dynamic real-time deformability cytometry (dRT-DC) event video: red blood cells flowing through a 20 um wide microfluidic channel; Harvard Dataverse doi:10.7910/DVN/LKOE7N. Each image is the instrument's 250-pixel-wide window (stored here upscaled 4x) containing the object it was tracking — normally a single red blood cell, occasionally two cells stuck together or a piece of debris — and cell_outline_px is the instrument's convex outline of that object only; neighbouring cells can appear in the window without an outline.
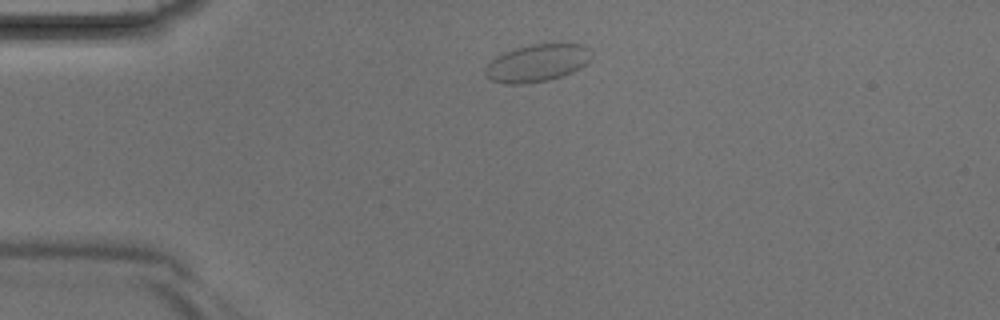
{"species": "Egyptian fruit bat (a non-hibernating species)", "species_latin": "Rousettus aegyptiacus", "temperature_condition": "room temperature", "stored_images_in_passage": 2, "camera_frame_rate_fps": 3000, "um_per_image_px": 0.085, "animal": {"sex": "male"}, "frame": {"image": 1, "passage_image": 1, "time_ms": 0.0, "image_size_px": [1000, 320], "cell_outline_px": [[592, 56], [580, 68], [572, 72], [548, 80], [524, 84], [504, 84], [492, 80], [484, 72], [484, 68], [496, 56], [504, 52], [516, 48], [536, 44], [580, 44], [588, 48]], "centroid_in_image_um": [45.63, 5.36], "position_along_channel_um": 39.4, "area_um2": 22.83}}